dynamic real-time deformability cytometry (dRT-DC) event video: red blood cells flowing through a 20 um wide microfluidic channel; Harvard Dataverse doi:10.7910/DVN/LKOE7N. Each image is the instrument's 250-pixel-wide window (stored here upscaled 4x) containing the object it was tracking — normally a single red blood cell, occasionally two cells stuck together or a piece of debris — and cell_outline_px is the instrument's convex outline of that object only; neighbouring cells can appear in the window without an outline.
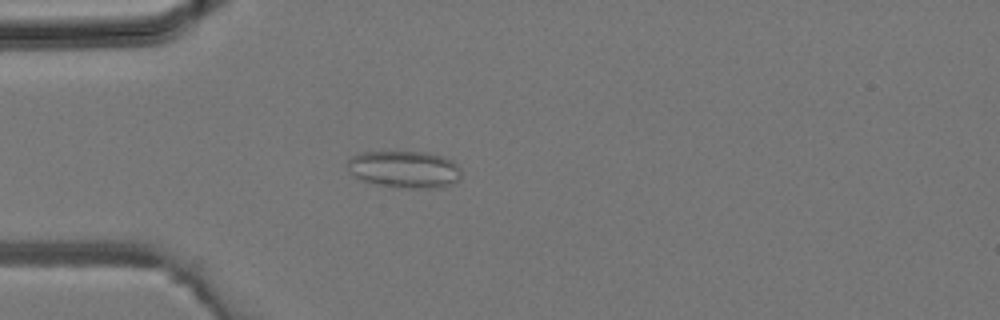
{"species": "common noctule bat (a hibernating species)", "species_latin": "Nyctalus noctula", "temperature_condition": "room temperature", "stored_images_in_passage": 1, "camera_frame_rate_fps": 3000, "um_per_image_px": 0.085, "animal": {"sex": "male", "body_mass_g": 19.2, "forearm_length_mm": 51.8}, "frame": {"image": 1, "passage_image": 1, "time_ms": 0.0, "image_size_px": [1000, 320], "cell_outline_px": [[460, 180], [452, 184], [440, 188], [400, 188], [376, 184], [364, 180], [356, 176], [348, 168], [348, 160], [356, 152], [432, 152], [444, 156], [452, 160], [460, 168]], "centroid_in_image_um": [34.43, 14.39], "position_along_channel_um": 50.6, "area_um2": 24.8}}